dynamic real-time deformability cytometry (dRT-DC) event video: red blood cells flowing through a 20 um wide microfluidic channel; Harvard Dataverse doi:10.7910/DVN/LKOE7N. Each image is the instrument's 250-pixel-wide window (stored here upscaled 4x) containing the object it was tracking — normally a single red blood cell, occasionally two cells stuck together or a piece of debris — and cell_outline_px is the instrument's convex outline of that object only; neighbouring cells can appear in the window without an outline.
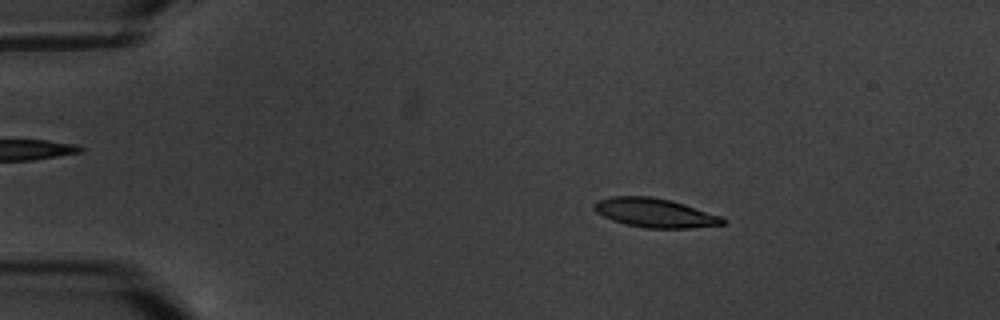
{"species": "common noctule bat (a hibernating species)", "species_latin": "Nyctalus noctula", "temperature_condition": "warm", "stored_images_in_passage": 5, "camera_frame_rate_fps": 3000, "um_per_image_px": 0.085, "animal": {"sex": "male", "body_mass_g": 20.1, "forearm_length_mm": 53.5}, "frame": {"image": 1, "passage_image": 2, "time_ms": 1.333, "image_size_px": [1000, 320], "cell_outline_px": [[728, 220], [724, 224], [692, 228], [644, 228], [624, 224], [612, 220], [596, 212], [592, 208], [592, 204], [596, 200], [612, 196], [652, 196], [684, 204], [724, 216]], "centroid_in_image_um": [55.67, 18.09], "position_along_channel_um": 29.3, "area_um2": 22.08}}
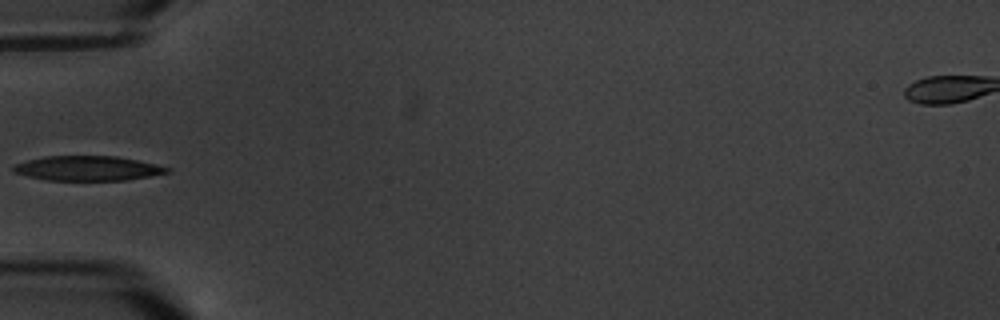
{"frame": {"image": 2, "passage_image": 5, "time_ms": 4.667, "image_size_px": [1000, 320], "cell_outline_px": [[172, 172], [128, 180], [48, 180], [28, 176], [12, 172], [12, 168], [16, 164], [28, 160], [44, 156], [116, 156], [156, 164], [172, 168]], "centroid_in_image_um": [7.49, 14.31], "position_along_channel_um": 77.5, "area_um2": 22.14}}